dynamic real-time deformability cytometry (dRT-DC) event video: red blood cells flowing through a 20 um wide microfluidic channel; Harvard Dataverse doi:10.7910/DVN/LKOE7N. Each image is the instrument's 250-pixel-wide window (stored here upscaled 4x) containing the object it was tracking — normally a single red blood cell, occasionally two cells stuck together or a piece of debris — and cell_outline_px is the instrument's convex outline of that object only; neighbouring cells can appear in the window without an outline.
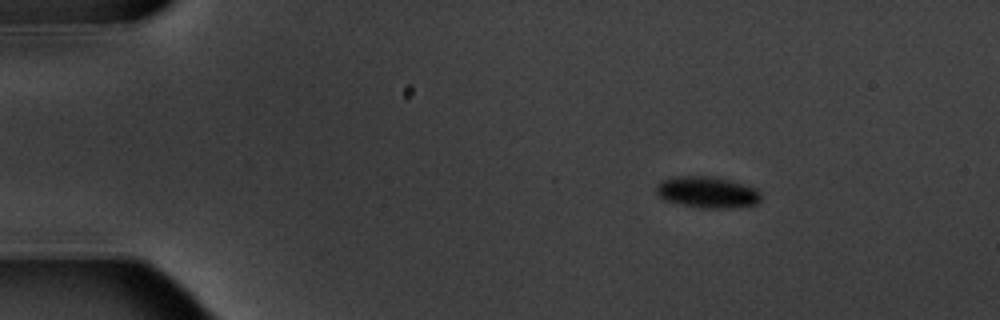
{"species": "common noctule bat (a hibernating species)", "species_latin": "Nyctalus noctula", "temperature_condition": "warm", "stored_images_in_passage": 5, "camera_frame_rate_fps": 3000, "um_per_image_px": 0.085, "animal": {"sex": "male", "body_mass_g": 20.1, "forearm_length_mm": 53.5}, "frame": {"image": 1, "passage_image": 1, "time_ms": 0.0, "image_size_px": [1000, 320], "cell_outline_px": [[760, 200], [756, 204], [728, 208], [704, 208], [664, 200], [656, 192], [656, 188], [660, 180], [676, 176], [712, 176], [748, 184], [756, 188], [760, 192]], "centroid_in_image_um": [60.14, 16.32], "position_along_channel_um": 24.9, "area_um2": 19.13}}
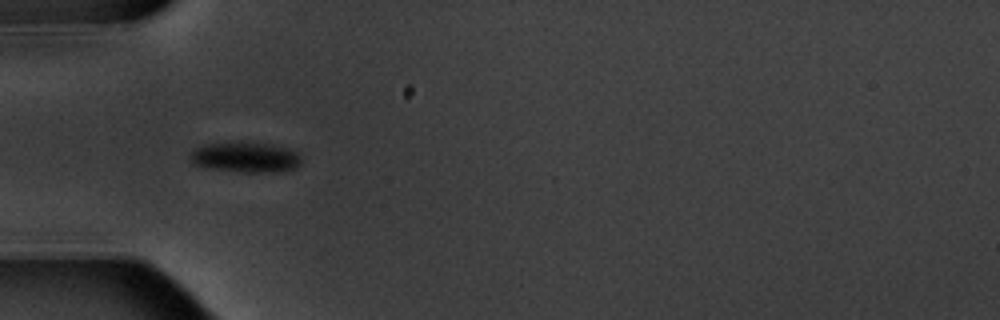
{"frame": {"image": 2, "passage_image": 4, "time_ms": 3.333, "image_size_px": [1000, 320], "cell_outline_px": [[300, 164], [296, 168], [276, 172], [240, 172], [204, 168], [192, 164], [188, 156], [196, 148], [204, 144], [272, 144], [288, 148], [300, 152]], "centroid_in_image_um": [20.87, 13.4], "position_along_channel_um": 64.1, "area_um2": 19.48}}
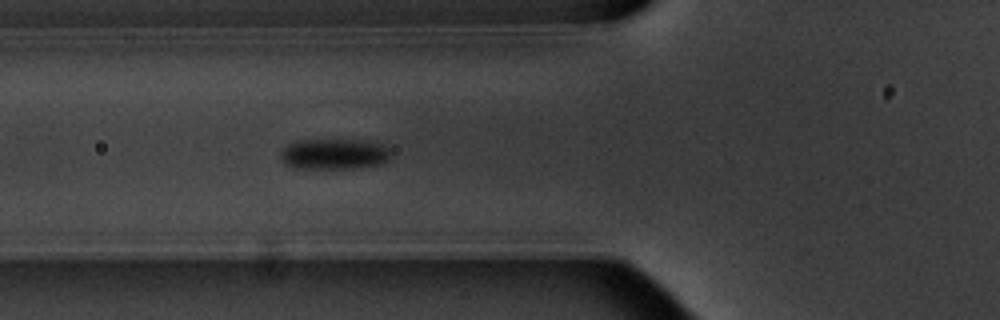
{"frame": {"image": 3, "passage_image": 5, "time_ms": 4.333, "image_size_px": [1000, 320], "cell_outline_px": [[392, 156], [388, 160], [380, 164], [352, 168], [296, 168], [284, 164], [280, 160], [280, 152], [288, 144], [296, 140], [356, 140], [380, 144], [388, 148]], "centroid_in_image_um": [28.36, 13.1], "position_along_channel_um": 97.4, "area_um2": 19.65}}